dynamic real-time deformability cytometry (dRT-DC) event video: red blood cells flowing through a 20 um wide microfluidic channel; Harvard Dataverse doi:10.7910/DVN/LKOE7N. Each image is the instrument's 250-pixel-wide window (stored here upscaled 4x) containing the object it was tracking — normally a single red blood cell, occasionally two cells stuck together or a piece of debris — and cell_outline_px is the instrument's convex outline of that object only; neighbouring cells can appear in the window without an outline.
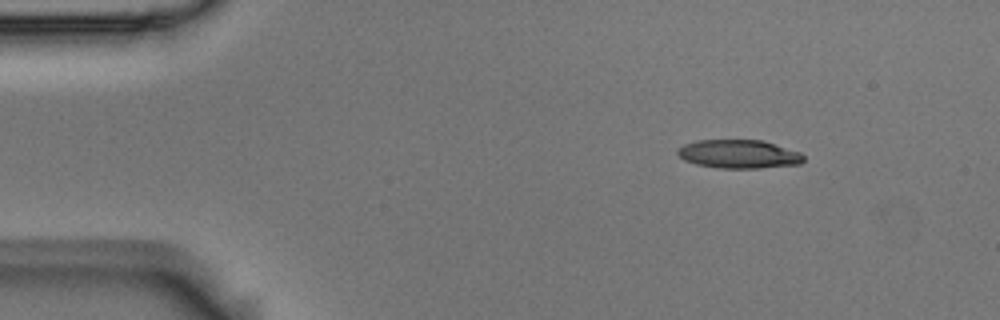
{"species": "Egyptian fruit bat (a non-hibernating species)", "species_latin": "Rousettus aegyptiacus", "temperature_condition": "room temperature", "stored_images_in_passage": 6, "camera_frame_rate_fps": 3000, "um_per_image_px": 0.085, "animal": {"sex": "male"}, "frame": {"image": 1, "passage_image": 1, "time_ms": 0.0, "image_size_px": [1000, 320], "cell_outline_px": [[804, 160], [800, 164], [760, 168], [716, 168], [696, 164], [684, 160], [676, 152], [676, 148], [684, 144], [696, 140], [764, 140], [800, 152], [804, 156]], "centroid_in_image_um": [62.78, 13.09], "position_along_channel_um": 22.2, "area_um2": 21.15}}
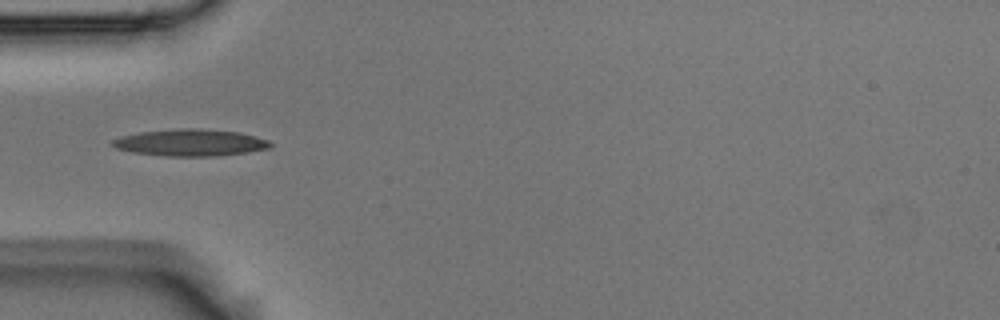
{"frame": {"image": 2, "passage_image": 4, "time_ms": 1.0, "image_size_px": [1000, 320], "cell_outline_px": [[272, 148], [248, 152], [216, 156], [164, 156], [132, 152], [116, 148], [112, 144], [112, 140], [120, 136], [140, 132], [176, 128], [200, 128], [236, 132], [256, 136], [268, 140], [272, 144]], "centroid_in_image_um": [16.19, 12.12], "position_along_channel_um": 68.8, "area_um2": 24.8}}
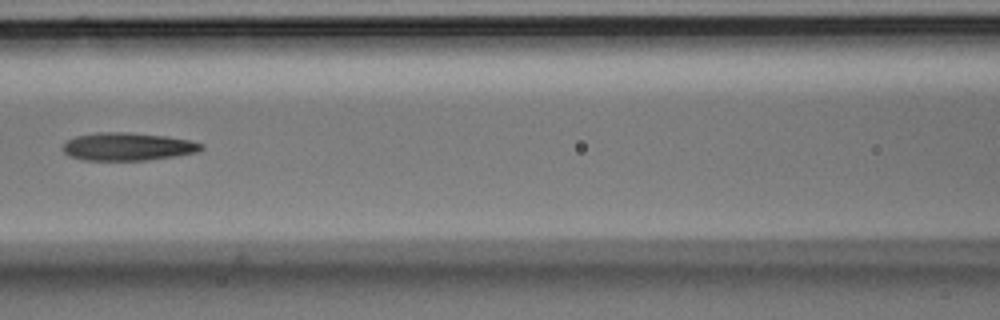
{"frame": {"image": 3, "passage_image": 6, "time_ms": 1.667, "image_size_px": [1000, 320], "cell_outline_px": [[204, 148], [196, 152], [176, 156], [144, 160], [84, 160], [68, 156], [60, 148], [68, 140], [76, 136], [96, 132], [128, 132], [164, 136], [188, 140], [204, 144]], "centroid_in_image_um": [10.82, 12.46], "position_along_channel_um": 155.8, "area_um2": 22.48}}